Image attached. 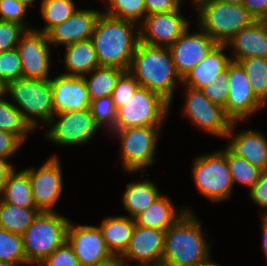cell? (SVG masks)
Instances as JSON below:
<instances>
[{
    "instance_id": "6da1fadb",
    "label": "cell",
    "mask_w": 267,
    "mask_h": 266,
    "mask_svg": "<svg viewBox=\"0 0 267 266\" xmlns=\"http://www.w3.org/2000/svg\"><path fill=\"white\" fill-rule=\"evenodd\" d=\"M91 40L100 66L118 67L128 71L140 42L139 24L102 13Z\"/></svg>"
},
{
    "instance_id": "7a4b0ae2",
    "label": "cell",
    "mask_w": 267,
    "mask_h": 266,
    "mask_svg": "<svg viewBox=\"0 0 267 266\" xmlns=\"http://www.w3.org/2000/svg\"><path fill=\"white\" fill-rule=\"evenodd\" d=\"M128 71L142 88L159 94L170 104L177 86L182 84V78L177 73L171 53L166 47L139 42Z\"/></svg>"
},
{
    "instance_id": "3957f363",
    "label": "cell",
    "mask_w": 267,
    "mask_h": 266,
    "mask_svg": "<svg viewBox=\"0 0 267 266\" xmlns=\"http://www.w3.org/2000/svg\"><path fill=\"white\" fill-rule=\"evenodd\" d=\"M202 222L188 211L165 232L162 264L166 266H197L211 254ZM207 236V237H206ZM210 243V244H209Z\"/></svg>"
},
{
    "instance_id": "277c9868",
    "label": "cell",
    "mask_w": 267,
    "mask_h": 266,
    "mask_svg": "<svg viewBox=\"0 0 267 266\" xmlns=\"http://www.w3.org/2000/svg\"><path fill=\"white\" fill-rule=\"evenodd\" d=\"M197 24L217 44H226L235 34L255 19L243 5L220 0H205L196 7Z\"/></svg>"
},
{
    "instance_id": "5b68a950",
    "label": "cell",
    "mask_w": 267,
    "mask_h": 266,
    "mask_svg": "<svg viewBox=\"0 0 267 266\" xmlns=\"http://www.w3.org/2000/svg\"><path fill=\"white\" fill-rule=\"evenodd\" d=\"M70 220L60 213L40 211L24 232L27 265H39L67 241Z\"/></svg>"
},
{
    "instance_id": "8992f818",
    "label": "cell",
    "mask_w": 267,
    "mask_h": 266,
    "mask_svg": "<svg viewBox=\"0 0 267 266\" xmlns=\"http://www.w3.org/2000/svg\"><path fill=\"white\" fill-rule=\"evenodd\" d=\"M5 95L34 130L41 123L46 126L54 115L50 80H13L5 85Z\"/></svg>"
},
{
    "instance_id": "52a82bcc",
    "label": "cell",
    "mask_w": 267,
    "mask_h": 266,
    "mask_svg": "<svg viewBox=\"0 0 267 266\" xmlns=\"http://www.w3.org/2000/svg\"><path fill=\"white\" fill-rule=\"evenodd\" d=\"M161 130L162 126H149L116 129L111 132L112 137L115 136L120 141V159L124 171L129 174L141 171L144 174L147 167L155 164Z\"/></svg>"
},
{
    "instance_id": "ba28073f",
    "label": "cell",
    "mask_w": 267,
    "mask_h": 266,
    "mask_svg": "<svg viewBox=\"0 0 267 266\" xmlns=\"http://www.w3.org/2000/svg\"><path fill=\"white\" fill-rule=\"evenodd\" d=\"M191 167L196 189L206 199L220 203L232 196L234 184L222 150L197 156Z\"/></svg>"
},
{
    "instance_id": "9c48e42d",
    "label": "cell",
    "mask_w": 267,
    "mask_h": 266,
    "mask_svg": "<svg viewBox=\"0 0 267 266\" xmlns=\"http://www.w3.org/2000/svg\"><path fill=\"white\" fill-rule=\"evenodd\" d=\"M171 104L159 94L140 87L117 110L116 129L163 126Z\"/></svg>"
},
{
    "instance_id": "30bf717a",
    "label": "cell",
    "mask_w": 267,
    "mask_h": 266,
    "mask_svg": "<svg viewBox=\"0 0 267 266\" xmlns=\"http://www.w3.org/2000/svg\"><path fill=\"white\" fill-rule=\"evenodd\" d=\"M45 129L46 140L58 147H69L88 144L102 128L96 124L90 109H86L54 114Z\"/></svg>"
},
{
    "instance_id": "8fae6325",
    "label": "cell",
    "mask_w": 267,
    "mask_h": 266,
    "mask_svg": "<svg viewBox=\"0 0 267 266\" xmlns=\"http://www.w3.org/2000/svg\"><path fill=\"white\" fill-rule=\"evenodd\" d=\"M185 88L183 114L197 128L216 138H225L233 121L226 115L224 107L210 101L201 90Z\"/></svg>"
},
{
    "instance_id": "7c38bea8",
    "label": "cell",
    "mask_w": 267,
    "mask_h": 266,
    "mask_svg": "<svg viewBox=\"0 0 267 266\" xmlns=\"http://www.w3.org/2000/svg\"><path fill=\"white\" fill-rule=\"evenodd\" d=\"M60 164L58 154H53L39 168L24 169L29 175L33 199L39 211L55 212L63 190V171Z\"/></svg>"
},
{
    "instance_id": "4fadbf2b",
    "label": "cell",
    "mask_w": 267,
    "mask_h": 266,
    "mask_svg": "<svg viewBox=\"0 0 267 266\" xmlns=\"http://www.w3.org/2000/svg\"><path fill=\"white\" fill-rule=\"evenodd\" d=\"M229 94L224 106L226 115L233 121H246L265 106L252 92L249 78L238 62L228 64Z\"/></svg>"
},
{
    "instance_id": "5bb4252c",
    "label": "cell",
    "mask_w": 267,
    "mask_h": 266,
    "mask_svg": "<svg viewBox=\"0 0 267 266\" xmlns=\"http://www.w3.org/2000/svg\"><path fill=\"white\" fill-rule=\"evenodd\" d=\"M51 44L45 33L26 30L16 47L22 63V77L34 80H49Z\"/></svg>"
},
{
    "instance_id": "9a60e30c",
    "label": "cell",
    "mask_w": 267,
    "mask_h": 266,
    "mask_svg": "<svg viewBox=\"0 0 267 266\" xmlns=\"http://www.w3.org/2000/svg\"><path fill=\"white\" fill-rule=\"evenodd\" d=\"M191 23L181 13V8L172 12L147 15L139 24L140 42L150 46L169 48Z\"/></svg>"
},
{
    "instance_id": "2e32d148",
    "label": "cell",
    "mask_w": 267,
    "mask_h": 266,
    "mask_svg": "<svg viewBox=\"0 0 267 266\" xmlns=\"http://www.w3.org/2000/svg\"><path fill=\"white\" fill-rule=\"evenodd\" d=\"M67 242L73 248L80 266H94L112 256L101 229L95 225H78L70 221Z\"/></svg>"
},
{
    "instance_id": "e0dca14e",
    "label": "cell",
    "mask_w": 267,
    "mask_h": 266,
    "mask_svg": "<svg viewBox=\"0 0 267 266\" xmlns=\"http://www.w3.org/2000/svg\"><path fill=\"white\" fill-rule=\"evenodd\" d=\"M189 31L190 28L168 48L176 71L181 78L200 63L217 45L201 28L191 33Z\"/></svg>"
},
{
    "instance_id": "ac0fdd59",
    "label": "cell",
    "mask_w": 267,
    "mask_h": 266,
    "mask_svg": "<svg viewBox=\"0 0 267 266\" xmlns=\"http://www.w3.org/2000/svg\"><path fill=\"white\" fill-rule=\"evenodd\" d=\"M165 232L136 225L129 245L121 257L126 264L128 260L136 262L134 266L161 264L165 247Z\"/></svg>"
},
{
    "instance_id": "d6986e66",
    "label": "cell",
    "mask_w": 267,
    "mask_h": 266,
    "mask_svg": "<svg viewBox=\"0 0 267 266\" xmlns=\"http://www.w3.org/2000/svg\"><path fill=\"white\" fill-rule=\"evenodd\" d=\"M49 80L54 114L90 109L91 99L83 76L60 73Z\"/></svg>"
},
{
    "instance_id": "ffe728a7",
    "label": "cell",
    "mask_w": 267,
    "mask_h": 266,
    "mask_svg": "<svg viewBox=\"0 0 267 266\" xmlns=\"http://www.w3.org/2000/svg\"><path fill=\"white\" fill-rule=\"evenodd\" d=\"M102 11L79 8L67 20L52 27L47 38L53 46H67L78 41L91 39Z\"/></svg>"
},
{
    "instance_id": "44dd1931",
    "label": "cell",
    "mask_w": 267,
    "mask_h": 266,
    "mask_svg": "<svg viewBox=\"0 0 267 266\" xmlns=\"http://www.w3.org/2000/svg\"><path fill=\"white\" fill-rule=\"evenodd\" d=\"M238 122H233L225 136L226 147L236 156H241L259 169L267 170V138L263 132L255 129H244L236 132ZM236 132V134H235Z\"/></svg>"
},
{
    "instance_id": "7402d4cb",
    "label": "cell",
    "mask_w": 267,
    "mask_h": 266,
    "mask_svg": "<svg viewBox=\"0 0 267 266\" xmlns=\"http://www.w3.org/2000/svg\"><path fill=\"white\" fill-rule=\"evenodd\" d=\"M232 49L231 61L238 62L246 58H267V21L255 20L240 30L227 43Z\"/></svg>"
},
{
    "instance_id": "603a6c76",
    "label": "cell",
    "mask_w": 267,
    "mask_h": 266,
    "mask_svg": "<svg viewBox=\"0 0 267 266\" xmlns=\"http://www.w3.org/2000/svg\"><path fill=\"white\" fill-rule=\"evenodd\" d=\"M226 49V44H217L200 63L186 73L181 86L201 90L213 81L217 82V76L225 71L231 62L230 56L225 54Z\"/></svg>"
},
{
    "instance_id": "cb8c5ba5",
    "label": "cell",
    "mask_w": 267,
    "mask_h": 266,
    "mask_svg": "<svg viewBox=\"0 0 267 266\" xmlns=\"http://www.w3.org/2000/svg\"><path fill=\"white\" fill-rule=\"evenodd\" d=\"M168 195L162 194L146 210L137 215V226L166 231L173 226L185 213L192 211L190 207L176 209Z\"/></svg>"
},
{
    "instance_id": "d4e9b609",
    "label": "cell",
    "mask_w": 267,
    "mask_h": 266,
    "mask_svg": "<svg viewBox=\"0 0 267 266\" xmlns=\"http://www.w3.org/2000/svg\"><path fill=\"white\" fill-rule=\"evenodd\" d=\"M135 226L134 218L122 214L107 216L98 225L102 231L105 244L112 255H122L125 252Z\"/></svg>"
},
{
    "instance_id": "484cf974",
    "label": "cell",
    "mask_w": 267,
    "mask_h": 266,
    "mask_svg": "<svg viewBox=\"0 0 267 266\" xmlns=\"http://www.w3.org/2000/svg\"><path fill=\"white\" fill-rule=\"evenodd\" d=\"M64 75L84 76L100 66L97 53L91 39L82 40L64 46Z\"/></svg>"
},
{
    "instance_id": "4316f807",
    "label": "cell",
    "mask_w": 267,
    "mask_h": 266,
    "mask_svg": "<svg viewBox=\"0 0 267 266\" xmlns=\"http://www.w3.org/2000/svg\"><path fill=\"white\" fill-rule=\"evenodd\" d=\"M162 194L154 181L142 179L126 184L121 201L124 210L128 212V216L135 218L151 206Z\"/></svg>"
},
{
    "instance_id": "83f0119b",
    "label": "cell",
    "mask_w": 267,
    "mask_h": 266,
    "mask_svg": "<svg viewBox=\"0 0 267 266\" xmlns=\"http://www.w3.org/2000/svg\"><path fill=\"white\" fill-rule=\"evenodd\" d=\"M0 199L22 208H36L28 173L15 170L8 176Z\"/></svg>"
},
{
    "instance_id": "f1b7e54d",
    "label": "cell",
    "mask_w": 267,
    "mask_h": 266,
    "mask_svg": "<svg viewBox=\"0 0 267 266\" xmlns=\"http://www.w3.org/2000/svg\"><path fill=\"white\" fill-rule=\"evenodd\" d=\"M125 70L112 66H98L84 75V81L91 101L104 96H112L119 77Z\"/></svg>"
},
{
    "instance_id": "f546056e",
    "label": "cell",
    "mask_w": 267,
    "mask_h": 266,
    "mask_svg": "<svg viewBox=\"0 0 267 266\" xmlns=\"http://www.w3.org/2000/svg\"><path fill=\"white\" fill-rule=\"evenodd\" d=\"M39 212L37 208H22L0 199V228L23 235Z\"/></svg>"
},
{
    "instance_id": "4dcf8cb0",
    "label": "cell",
    "mask_w": 267,
    "mask_h": 266,
    "mask_svg": "<svg viewBox=\"0 0 267 266\" xmlns=\"http://www.w3.org/2000/svg\"><path fill=\"white\" fill-rule=\"evenodd\" d=\"M5 96L0 98V130L16 135L24 143L27 136L35 130Z\"/></svg>"
},
{
    "instance_id": "1f68e13d",
    "label": "cell",
    "mask_w": 267,
    "mask_h": 266,
    "mask_svg": "<svg viewBox=\"0 0 267 266\" xmlns=\"http://www.w3.org/2000/svg\"><path fill=\"white\" fill-rule=\"evenodd\" d=\"M75 6L74 0H41L39 10L45 25L33 29L46 34L52 27L72 16L79 9Z\"/></svg>"
},
{
    "instance_id": "d6a6232c",
    "label": "cell",
    "mask_w": 267,
    "mask_h": 266,
    "mask_svg": "<svg viewBox=\"0 0 267 266\" xmlns=\"http://www.w3.org/2000/svg\"><path fill=\"white\" fill-rule=\"evenodd\" d=\"M249 78L252 92L266 106L267 105V58L252 57L239 60Z\"/></svg>"
},
{
    "instance_id": "836d02e7",
    "label": "cell",
    "mask_w": 267,
    "mask_h": 266,
    "mask_svg": "<svg viewBox=\"0 0 267 266\" xmlns=\"http://www.w3.org/2000/svg\"><path fill=\"white\" fill-rule=\"evenodd\" d=\"M221 150L226 155L234 186L236 183H239L246 188L248 187L247 189L250 191L259 180L262 170L253 166L243 157L236 156L227 147Z\"/></svg>"
},
{
    "instance_id": "e575fe53",
    "label": "cell",
    "mask_w": 267,
    "mask_h": 266,
    "mask_svg": "<svg viewBox=\"0 0 267 266\" xmlns=\"http://www.w3.org/2000/svg\"><path fill=\"white\" fill-rule=\"evenodd\" d=\"M0 261L12 266L27 265L22 235L0 228Z\"/></svg>"
},
{
    "instance_id": "d590c367",
    "label": "cell",
    "mask_w": 267,
    "mask_h": 266,
    "mask_svg": "<svg viewBox=\"0 0 267 266\" xmlns=\"http://www.w3.org/2000/svg\"><path fill=\"white\" fill-rule=\"evenodd\" d=\"M104 2L107 7L103 13L113 18L140 24L147 16L144 0H106Z\"/></svg>"
},
{
    "instance_id": "8d00e7d4",
    "label": "cell",
    "mask_w": 267,
    "mask_h": 266,
    "mask_svg": "<svg viewBox=\"0 0 267 266\" xmlns=\"http://www.w3.org/2000/svg\"><path fill=\"white\" fill-rule=\"evenodd\" d=\"M90 111L96 124L103 127L111 134L115 131V124L117 120V110L114 106L112 96H104L92 100L90 103Z\"/></svg>"
},
{
    "instance_id": "74e56055",
    "label": "cell",
    "mask_w": 267,
    "mask_h": 266,
    "mask_svg": "<svg viewBox=\"0 0 267 266\" xmlns=\"http://www.w3.org/2000/svg\"><path fill=\"white\" fill-rule=\"evenodd\" d=\"M22 78V63L18 50L12 49L0 53V81L5 85Z\"/></svg>"
},
{
    "instance_id": "f35d334b",
    "label": "cell",
    "mask_w": 267,
    "mask_h": 266,
    "mask_svg": "<svg viewBox=\"0 0 267 266\" xmlns=\"http://www.w3.org/2000/svg\"><path fill=\"white\" fill-rule=\"evenodd\" d=\"M139 82L129 72L125 71L118 79L112 93V99L116 110L123 106V102L128 100L140 88Z\"/></svg>"
},
{
    "instance_id": "ab89813d",
    "label": "cell",
    "mask_w": 267,
    "mask_h": 266,
    "mask_svg": "<svg viewBox=\"0 0 267 266\" xmlns=\"http://www.w3.org/2000/svg\"><path fill=\"white\" fill-rule=\"evenodd\" d=\"M26 30L16 22L0 20V53L15 49Z\"/></svg>"
},
{
    "instance_id": "60d3db41",
    "label": "cell",
    "mask_w": 267,
    "mask_h": 266,
    "mask_svg": "<svg viewBox=\"0 0 267 266\" xmlns=\"http://www.w3.org/2000/svg\"><path fill=\"white\" fill-rule=\"evenodd\" d=\"M27 12L28 8L19 0H0V20L16 22L30 30L33 28L25 20Z\"/></svg>"
},
{
    "instance_id": "b9f144b4",
    "label": "cell",
    "mask_w": 267,
    "mask_h": 266,
    "mask_svg": "<svg viewBox=\"0 0 267 266\" xmlns=\"http://www.w3.org/2000/svg\"><path fill=\"white\" fill-rule=\"evenodd\" d=\"M201 91L210 101L224 107L229 94L228 66L217 76V82L213 81L203 87Z\"/></svg>"
},
{
    "instance_id": "7bdbcfd3",
    "label": "cell",
    "mask_w": 267,
    "mask_h": 266,
    "mask_svg": "<svg viewBox=\"0 0 267 266\" xmlns=\"http://www.w3.org/2000/svg\"><path fill=\"white\" fill-rule=\"evenodd\" d=\"M38 266H80L73 248L66 241Z\"/></svg>"
},
{
    "instance_id": "ee69618b",
    "label": "cell",
    "mask_w": 267,
    "mask_h": 266,
    "mask_svg": "<svg viewBox=\"0 0 267 266\" xmlns=\"http://www.w3.org/2000/svg\"><path fill=\"white\" fill-rule=\"evenodd\" d=\"M248 195L254 204L264 210L260 211V215H267V170L261 172L259 180L254 184Z\"/></svg>"
},
{
    "instance_id": "f6af8a7d",
    "label": "cell",
    "mask_w": 267,
    "mask_h": 266,
    "mask_svg": "<svg viewBox=\"0 0 267 266\" xmlns=\"http://www.w3.org/2000/svg\"><path fill=\"white\" fill-rule=\"evenodd\" d=\"M22 145L16 135L0 130V158L11 159Z\"/></svg>"
},
{
    "instance_id": "bcb514c9",
    "label": "cell",
    "mask_w": 267,
    "mask_h": 266,
    "mask_svg": "<svg viewBox=\"0 0 267 266\" xmlns=\"http://www.w3.org/2000/svg\"><path fill=\"white\" fill-rule=\"evenodd\" d=\"M180 0H144L147 15L172 12L182 8Z\"/></svg>"
},
{
    "instance_id": "7dc6e473",
    "label": "cell",
    "mask_w": 267,
    "mask_h": 266,
    "mask_svg": "<svg viewBox=\"0 0 267 266\" xmlns=\"http://www.w3.org/2000/svg\"><path fill=\"white\" fill-rule=\"evenodd\" d=\"M243 6L255 20L267 21V0H245Z\"/></svg>"
},
{
    "instance_id": "c3c4849f",
    "label": "cell",
    "mask_w": 267,
    "mask_h": 266,
    "mask_svg": "<svg viewBox=\"0 0 267 266\" xmlns=\"http://www.w3.org/2000/svg\"><path fill=\"white\" fill-rule=\"evenodd\" d=\"M9 159L0 158V196L8 176L15 170Z\"/></svg>"
},
{
    "instance_id": "681fc988",
    "label": "cell",
    "mask_w": 267,
    "mask_h": 266,
    "mask_svg": "<svg viewBox=\"0 0 267 266\" xmlns=\"http://www.w3.org/2000/svg\"><path fill=\"white\" fill-rule=\"evenodd\" d=\"M94 266H126V262L121 255H112L108 259L100 261Z\"/></svg>"
},
{
    "instance_id": "f907efd6",
    "label": "cell",
    "mask_w": 267,
    "mask_h": 266,
    "mask_svg": "<svg viewBox=\"0 0 267 266\" xmlns=\"http://www.w3.org/2000/svg\"><path fill=\"white\" fill-rule=\"evenodd\" d=\"M260 222L262 228V249L267 259V215H261Z\"/></svg>"
},
{
    "instance_id": "816d5d0a",
    "label": "cell",
    "mask_w": 267,
    "mask_h": 266,
    "mask_svg": "<svg viewBox=\"0 0 267 266\" xmlns=\"http://www.w3.org/2000/svg\"><path fill=\"white\" fill-rule=\"evenodd\" d=\"M211 256L203 262H200L197 266H222L216 262L211 261Z\"/></svg>"
},
{
    "instance_id": "f5cc1de1",
    "label": "cell",
    "mask_w": 267,
    "mask_h": 266,
    "mask_svg": "<svg viewBox=\"0 0 267 266\" xmlns=\"http://www.w3.org/2000/svg\"><path fill=\"white\" fill-rule=\"evenodd\" d=\"M24 6L31 7V6H35V2L36 0H19ZM38 1V0H37Z\"/></svg>"
},
{
    "instance_id": "db71d44e",
    "label": "cell",
    "mask_w": 267,
    "mask_h": 266,
    "mask_svg": "<svg viewBox=\"0 0 267 266\" xmlns=\"http://www.w3.org/2000/svg\"><path fill=\"white\" fill-rule=\"evenodd\" d=\"M225 3H231V4H236V5H243L245 0H220Z\"/></svg>"
},
{
    "instance_id": "11a10c76",
    "label": "cell",
    "mask_w": 267,
    "mask_h": 266,
    "mask_svg": "<svg viewBox=\"0 0 267 266\" xmlns=\"http://www.w3.org/2000/svg\"><path fill=\"white\" fill-rule=\"evenodd\" d=\"M5 95V84L0 81V98Z\"/></svg>"
},
{
    "instance_id": "9f6ffc18",
    "label": "cell",
    "mask_w": 267,
    "mask_h": 266,
    "mask_svg": "<svg viewBox=\"0 0 267 266\" xmlns=\"http://www.w3.org/2000/svg\"><path fill=\"white\" fill-rule=\"evenodd\" d=\"M192 4H194L193 6H197L200 2L205 1V0H191Z\"/></svg>"
},
{
    "instance_id": "6f0895ef",
    "label": "cell",
    "mask_w": 267,
    "mask_h": 266,
    "mask_svg": "<svg viewBox=\"0 0 267 266\" xmlns=\"http://www.w3.org/2000/svg\"><path fill=\"white\" fill-rule=\"evenodd\" d=\"M0 266H12V265H10V264H8V263H5V262H2V261H0Z\"/></svg>"
},
{
    "instance_id": "680465c9",
    "label": "cell",
    "mask_w": 267,
    "mask_h": 266,
    "mask_svg": "<svg viewBox=\"0 0 267 266\" xmlns=\"http://www.w3.org/2000/svg\"><path fill=\"white\" fill-rule=\"evenodd\" d=\"M155 266H166V265H164V264L161 263V264H158V265H155Z\"/></svg>"
}]
</instances>
